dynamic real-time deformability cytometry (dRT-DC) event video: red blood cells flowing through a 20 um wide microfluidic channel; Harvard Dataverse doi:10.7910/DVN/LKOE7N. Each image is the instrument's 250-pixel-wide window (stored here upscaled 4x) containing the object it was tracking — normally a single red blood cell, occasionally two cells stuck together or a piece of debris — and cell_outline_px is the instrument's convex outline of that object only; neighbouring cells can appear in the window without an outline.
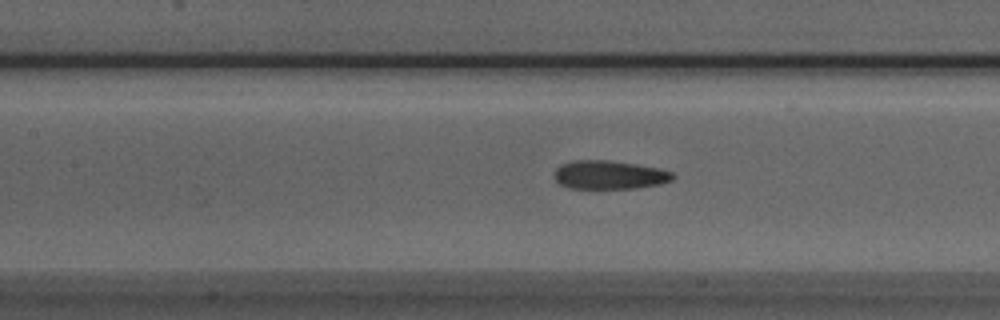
{"species": "Egyptian fruit bat (a non-hibernating species)", "species_latin": "Rousettus aegyptiacus", "temperature_condition": "room temperature", "stored_images_in_passage": 40, "camera_frame_rate_fps": 3000, "um_per_image_px": 0.085, "animal": {"sex": "male"}, "frame": {"image": 1, "passage_image": 22, "time_ms": 7.0, "image_size_px": [1000, 320], "cell_outline_px": [[676, 176], [672, 180], [660, 184], [636, 188], [568, 188], [560, 184], [552, 176], [556, 168], [560, 164], [572, 160], [608, 160], [636, 164], [656, 168], [672, 172]], "centroid_in_image_um": [51.75, 14.86], "position_along_channel_um": 155.6, "area_um2": 19.83}}
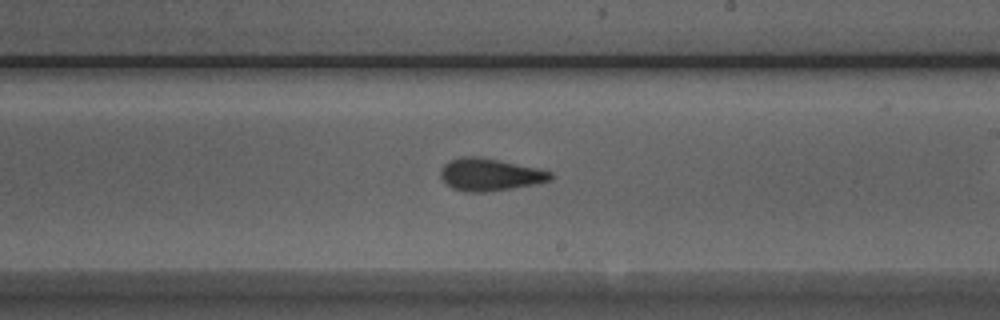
{"frame": {"image": 2, "passage_image": 29, "time_ms": 9.333, "image_size_px": [1000, 320], "cell_outline_px": [[556, 176], [552, 180], [532, 184], [484, 192], [468, 192], [452, 188], [440, 176], [440, 168], [448, 160], [460, 156], [476, 156], [536, 168], [552, 172]], "centroid_in_image_um": [41.61, 14.83], "position_along_channel_um": 247.4, "area_um2": 20.46}}
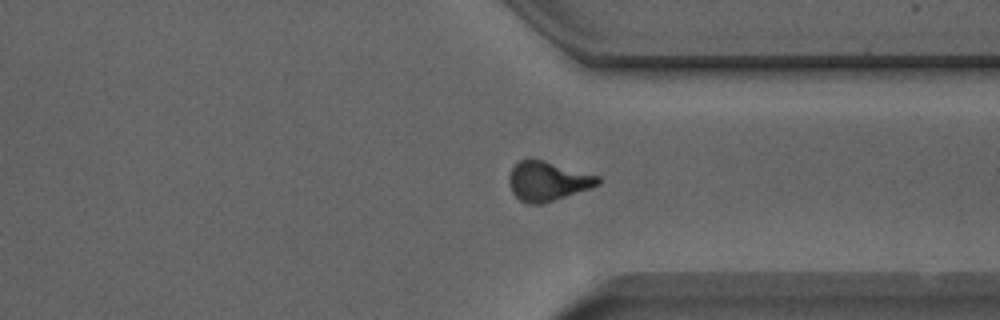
{"frame": {"image": 3, "passage_image": 38, "time_ms": 12.333, "image_size_px": [1000, 320], "cell_outline_px": [[600, 184], [540, 204], [528, 204], [520, 200], [512, 192], [508, 184], [508, 176], [512, 168], [520, 160], [544, 160], [600, 176]], "centroid_in_image_um": [46.52, 15.39], "position_along_channel_um": 364.9, "area_um2": 20.06}}